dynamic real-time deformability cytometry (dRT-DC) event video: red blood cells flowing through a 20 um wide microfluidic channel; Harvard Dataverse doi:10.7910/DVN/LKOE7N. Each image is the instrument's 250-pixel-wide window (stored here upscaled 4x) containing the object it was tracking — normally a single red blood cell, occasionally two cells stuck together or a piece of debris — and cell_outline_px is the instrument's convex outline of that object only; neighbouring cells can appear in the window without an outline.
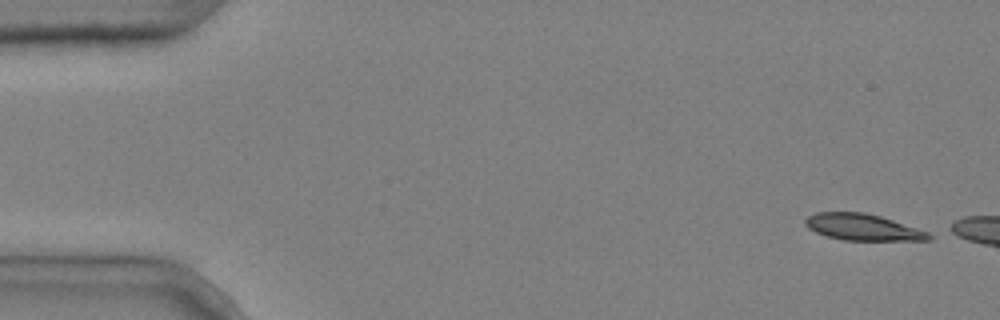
{"species": "common noctule bat (a hibernating species)", "species_latin": "Nyctalus noctula", "temperature_condition": "cold", "stored_images_in_passage": 2, "camera_frame_rate_fps": 3000, "um_per_image_px": 0.085, "animal": {"sex": "male", "body_mass_g": 20.4}, "frame": {"image": 1, "passage_image": 1, "time_ms": 0.0, "image_size_px": [1000, 320], "cell_outline_px": [[932, 240], [844, 240], [828, 236], [816, 232], [808, 228], [804, 224], [804, 220], [808, 216], [816, 212], [864, 212], [880, 216], [928, 232], [932, 236]], "centroid_in_image_um": [73.3, 19.31], "position_along_channel_um": 11.7, "area_um2": 18.84}}